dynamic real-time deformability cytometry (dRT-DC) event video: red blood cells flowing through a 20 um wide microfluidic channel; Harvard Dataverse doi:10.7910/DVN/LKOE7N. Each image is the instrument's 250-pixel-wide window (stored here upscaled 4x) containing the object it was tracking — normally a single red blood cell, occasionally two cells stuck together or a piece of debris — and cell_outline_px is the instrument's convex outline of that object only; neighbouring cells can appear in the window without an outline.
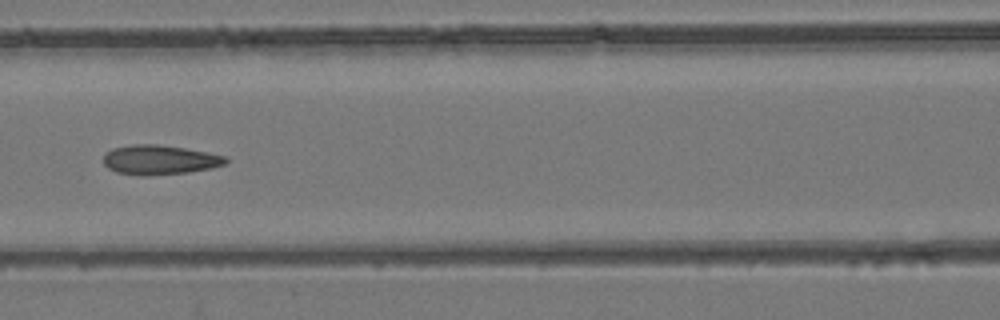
{"species": "common noctule bat (a hibernating species)", "species_latin": "Nyctalus noctula", "temperature_condition": "room temperature", "stored_images_in_passage": 5, "camera_frame_rate_fps": 3000, "um_per_image_px": 0.085, "animal": {"sex": "female", "body_mass_g": 24.6, "forearm_length_mm": 56.2}, "frame": {"image": 1, "passage_image": 5, "time_ms": 5.333, "image_size_px": [1000, 320], "cell_outline_px": [[228, 160], [224, 164], [212, 168], [188, 172], [144, 176], [140, 176], [116, 172], [108, 168], [104, 164], [104, 156], [112, 148], [132, 144], [156, 144], [184, 148], [208, 152], [224, 156]], "centroid_in_image_um": [13.55, 13.59], "position_along_channel_um": 153.1, "area_um2": 20.98}}